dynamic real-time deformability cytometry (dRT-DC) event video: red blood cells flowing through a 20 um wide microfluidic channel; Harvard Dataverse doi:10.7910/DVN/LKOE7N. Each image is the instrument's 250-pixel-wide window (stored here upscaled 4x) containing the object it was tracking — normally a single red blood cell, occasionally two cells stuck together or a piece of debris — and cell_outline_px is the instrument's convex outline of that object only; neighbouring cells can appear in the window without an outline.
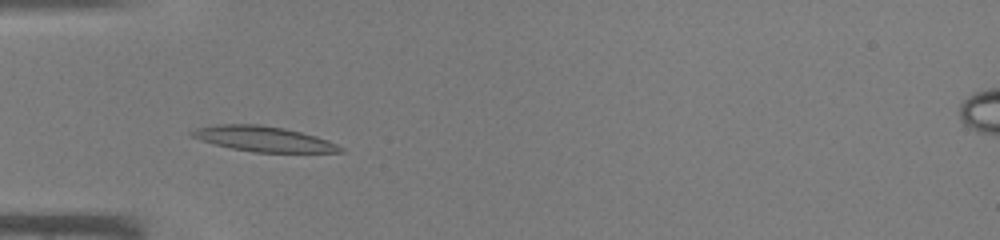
{"species": "common noctule bat (a hibernating species)", "species_latin": "Nyctalus noctula", "temperature_condition": "warm", "stored_images_in_passage": 28, "camera_frame_rate_fps": 3000, "um_per_image_px": 0.085, "animal": {"sex": "male", "body_mass_g": 19.0, "forearm_length_mm": 50.8}, "frame": {"image": 1, "passage_image": 3, "time_ms": 0.667, "image_size_px": [1000, 240], "cell_outline_px": [[344, 152], [252, 152], [232, 148], [216, 144], [192, 136], [188, 132], [196, 128], [216, 124], [260, 124], [284, 128], [316, 136], [328, 140], [344, 148]], "centroid_in_image_um": [22.42, 11.8], "position_along_channel_um": 62.6, "area_um2": 21.62}}
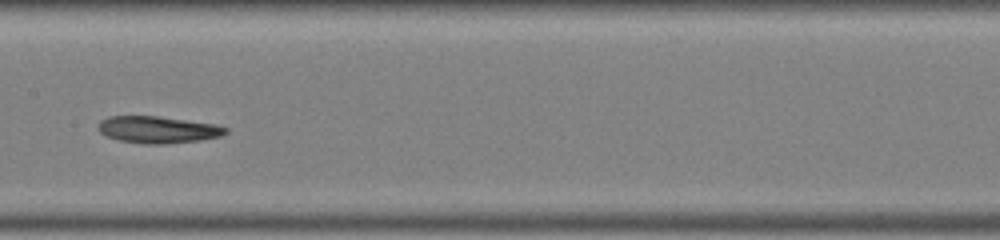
{"frame": {"image": 2, "passage_image": 12, "time_ms": 3.667, "image_size_px": [1000, 240], "cell_outline_px": [[228, 132], [220, 136], [200, 140], [164, 144], [144, 144], [120, 140], [108, 136], [100, 132], [100, 120], [108, 116], [160, 116], [216, 124], [228, 128]], "centroid_in_image_um": [13.46, 11.01], "position_along_channel_um": 193.9, "area_um2": 19.88}}
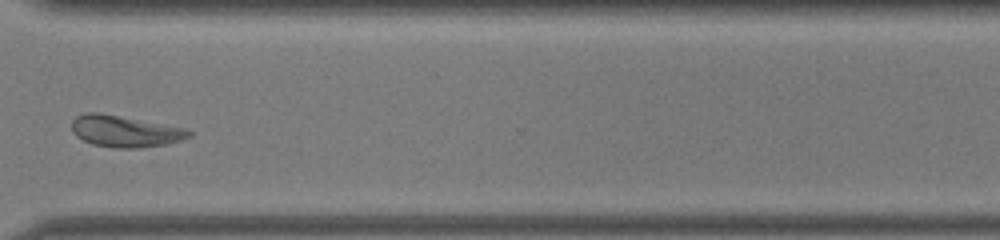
{"frame": {"image": 3, "passage_image": 23, "time_ms": 7.333, "image_size_px": [1000, 240], "cell_outline_px": [[192, 136], [180, 140], [164, 144], [140, 148], [116, 148], [92, 144], [76, 136], [72, 132], [72, 120], [76, 116], [84, 112], [100, 112], [188, 128], [192, 132]], "centroid_in_image_um": [10.62, 11.14], "position_along_channel_um": 360.0, "area_um2": 21.73}}